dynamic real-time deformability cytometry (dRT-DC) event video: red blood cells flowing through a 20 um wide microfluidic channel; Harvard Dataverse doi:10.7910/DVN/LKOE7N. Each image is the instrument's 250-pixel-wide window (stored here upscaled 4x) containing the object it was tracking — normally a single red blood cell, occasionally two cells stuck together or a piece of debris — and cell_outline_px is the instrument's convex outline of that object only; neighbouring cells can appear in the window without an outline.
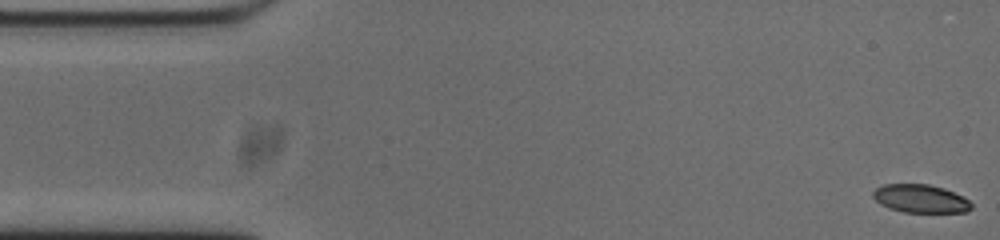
{"species": "common noctule bat (a hibernating species)", "species_latin": "Nyctalus noctula", "temperature_condition": "cold", "stored_images_in_passage": 54, "camera_frame_rate_fps": 3000, "um_per_image_px": 0.085, "animal": {"sex": "male", "body_mass_g": 20.0, "forearm_length_mm": 53.3}, "frame": {"image": 1, "passage_image": 1, "time_ms": 0.0, "image_size_px": [1000, 240], "cell_outline_px": [[972, 208], [964, 212], [904, 212], [888, 208], [880, 204], [872, 196], [872, 192], [876, 188], [884, 184], [928, 184], [944, 188], [964, 196], [972, 204]], "centroid_in_image_um": [78.24, 16.88], "position_along_channel_um": 6.8, "area_um2": 16.24}}
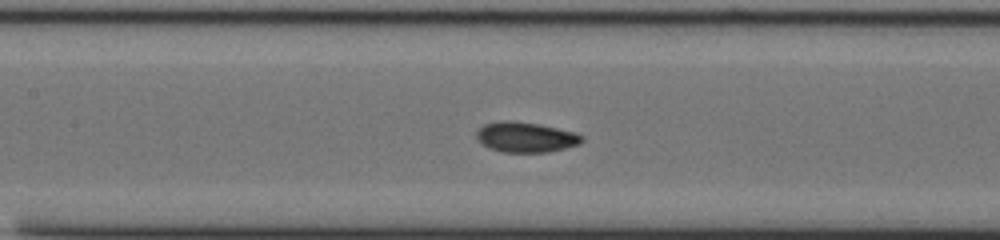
{"frame": {"image": 2, "passage_image": 23, "time_ms": 7.333, "image_size_px": [1000, 240], "cell_outline_px": [[584, 140], [580, 144], [548, 152], [504, 152], [488, 148], [476, 140], [476, 132], [484, 124], [500, 120], [512, 120], [536, 124], [576, 132], [584, 136]], "centroid_in_image_um": [44.67, 11.66], "position_along_channel_um": 162.7, "area_um2": 18.67}}
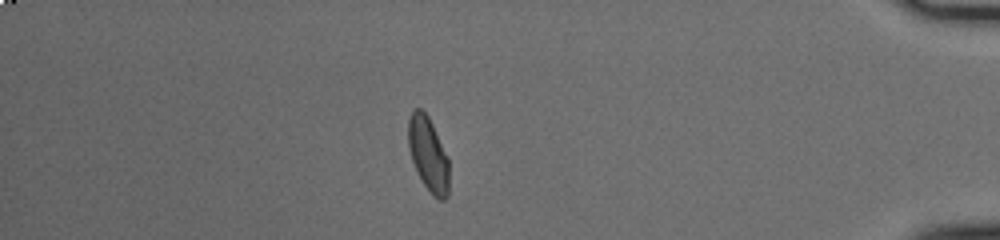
{"frame": {"image": 3, "passage_image": 46, "time_ms": 15.0, "image_size_px": [1000, 240], "cell_outline_px": [[448, 196], [444, 200], [440, 200], [432, 196], [416, 172], [408, 148], [408, 120], [412, 112], [416, 108], [420, 108], [428, 116], [432, 124], [448, 160]], "centroid_in_image_um": [36.38, 13.14], "position_along_channel_um": 398.8, "area_um2": 17.46}, "authors_computed_cell_mechanics": {"area_um2": 17.8024, "velocity_mm_per_s": 3.736, "shape_relaxation_time_tau1_ms": 4.5655, "shape_relaxation_time_tau2_ms": 1.8788, "deformation_change_tau1": 0.1623, "deformation_change_tau2": 0.0611}}